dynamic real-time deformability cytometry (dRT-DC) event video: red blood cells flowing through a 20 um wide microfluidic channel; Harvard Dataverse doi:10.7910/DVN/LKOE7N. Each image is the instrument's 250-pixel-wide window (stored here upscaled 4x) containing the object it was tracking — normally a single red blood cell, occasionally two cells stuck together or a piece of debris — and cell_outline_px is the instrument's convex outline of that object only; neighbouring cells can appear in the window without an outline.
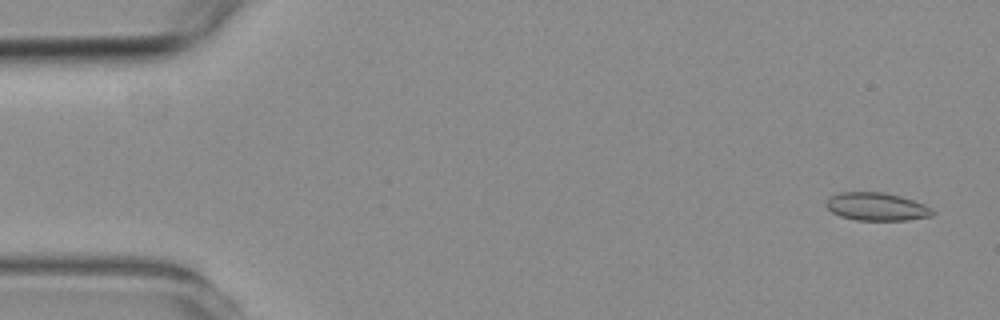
{"species": "common noctule bat (a hibernating species)", "species_latin": "Nyctalus noctula", "temperature_condition": "room temperature", "stored_images_in_passage": 55, "camera_frame_rate_fps": 3000, "um_per_image_px": 0.085, "animal": {"sex": "female", "body_mass_g": 19.3, "forearm_length_mm": 54.1}, "frame": {"image": 1, "passage_image": 3, "time_ms": 0.667, "image_size_px": [1000, 320], "cell_outline_px": [[936, 212], [932, 216], [908, 220], [856, 220], [840, 216], [832, 212], [824, 204], [828, 196], [840, 192], [884, 192], [900, 196], [924, 204], [932, 208]], "centroid_in_image_um": [74.5, 17.56], "position_along_channel_um": 10.5, "area_um2": 17.51}}
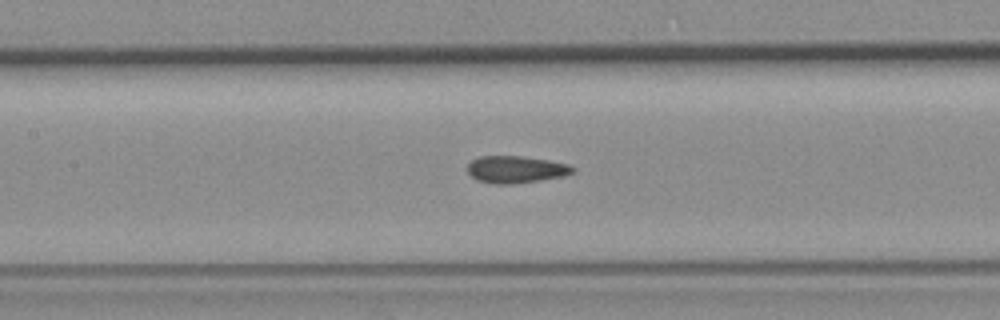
{"frame": {"image": 2, "passage_image": 25, "time_ms": 8.0, "image_size_px": [1000, 320], "cell_outline_px": [[576, 172], [564, 176], [540, 180], [512, 184], [492, 184], [476, 180], [468, 172], [468, 164], [472, 160], [480, 156], [520, 156], [548, 160], [568, 164], [576, 168]], "centroid_in_image_um": [43.87, 14.41], "position_along_channel_um": 163.5, "area_um2": 16.7}}
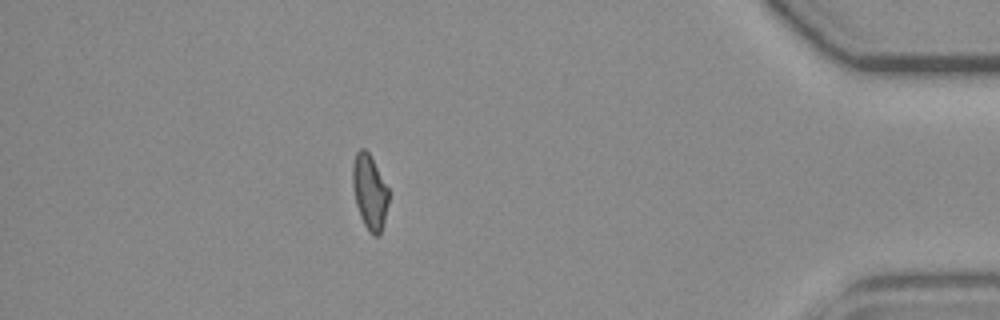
{"frame": {"image": 3, "passage_image": 48, "time_ms": 15.667, "image_size_px": [1000, 320], "cell_outline_px": [[388, 204], [384, 220], [380, 232], [376, 236], [372, 236], [368, 232], [360, 216], [356, 204], [352, 184], [352, 168], [356, 152], [360, 148], [364, 148], [368, 152], [388, 188]], "centroid_in_image_um": [31.4, 16.32], "position_along_channel_um": 403.8, "area_um2": 15.49}, "authors_computed_cell_mechanics": {"area_um2": 16.5886, "velocity_mm_per_s": 3.7989, "shape_relaxation_time_tau1_ms": null, "shape_relaxation_time_tau2_ms": 2.1336, "deformation_change_tau1": null, "deformation_change_tau2": 0.0845}}